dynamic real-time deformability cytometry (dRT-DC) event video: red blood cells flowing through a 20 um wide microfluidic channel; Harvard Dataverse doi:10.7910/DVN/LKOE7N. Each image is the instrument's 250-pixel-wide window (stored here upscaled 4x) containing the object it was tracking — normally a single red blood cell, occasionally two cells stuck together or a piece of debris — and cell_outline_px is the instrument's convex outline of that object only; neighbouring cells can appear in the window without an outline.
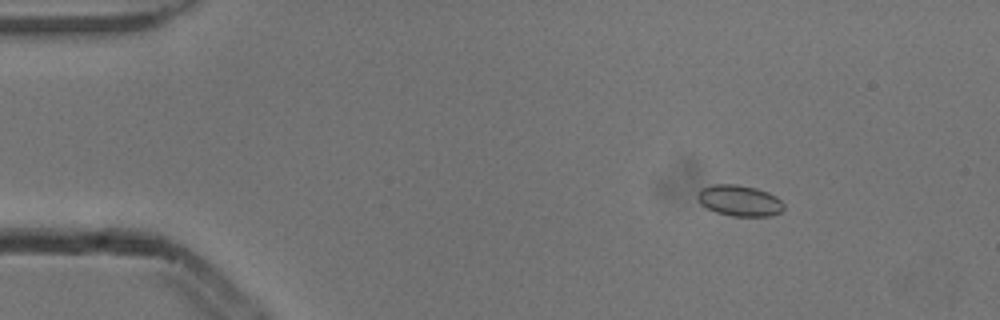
{"species": "common noctule bat (a hibernating species)", "species_latin": "Nyctalus noctula", "temperature_condition": "cold", "stored_images_in_passage": 4, "camera_frame_rate_fps": 3000, "um_per_image_px": 0.085, "animal": {"sex": "male", "body_mass_g": 13.3}, "frame": {"image": 1, "passage_image": 2, "time_ms": 0.333, "image_size_px": [1000, 320], "cell_outline_px": [[784, 208], [780, 212], [772, 216], [732, 216], [716, 212], [700, 204], [696, 196], [700, 188], [712, 184], [736, 184], [756, 188], [768, 192], [776, 196], [784, 204]], "centroid_in_image_um": [62.84, 17.04], "position_along_channel_um": 22.2, "area_um2": 15.72}}